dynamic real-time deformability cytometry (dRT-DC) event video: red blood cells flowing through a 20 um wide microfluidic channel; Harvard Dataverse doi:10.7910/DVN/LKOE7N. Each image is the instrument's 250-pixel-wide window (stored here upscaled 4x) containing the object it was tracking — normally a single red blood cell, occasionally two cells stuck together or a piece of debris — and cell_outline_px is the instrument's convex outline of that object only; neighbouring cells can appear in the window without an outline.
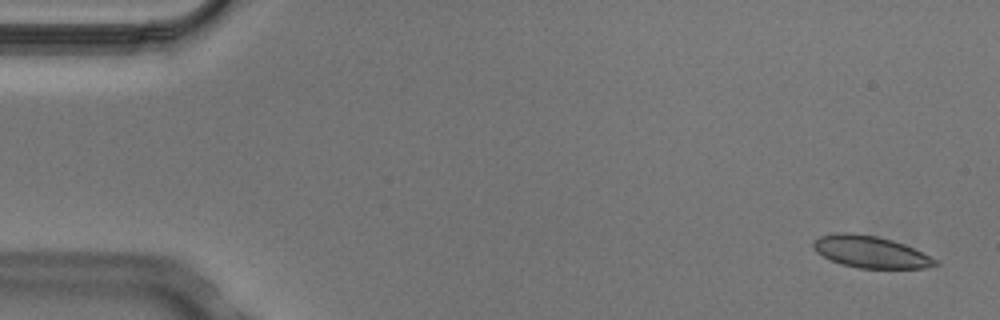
{"species": "Egyptian fruit bat (a non-hibernating species)", "species_latin": "Rousettus aegyptiacus", "temperature_condition": "cold", "stored_images_in_passage": 3, "camera_frame_rate_fps": 3000, "um_per_image_px": 0.085, "animal": {"sex": "male"}, "frame": {"image": 1, "passage_image": 1, "time_ms": 0.0, "image_size_px": [1000, 320], "cell_outline_px": [[940, 264], [924, 268], [860, 268], [840, 264], [816, 252], [812, 248], [812, 240], [820, 236], [836, 232], [848, 232], [876, 236], [892, 240], [904, 244], [936, 260]], "centroid_in_image_um": [73.92, 21.4], "position_along_channel_um": 11.1, "area_um2": 22.48}}